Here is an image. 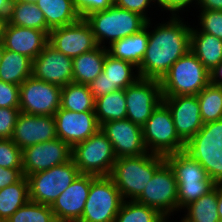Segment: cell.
I'll list each match as a JSON object with an SVG mask.
<instances>
[{
  "label": "cell",
  "instance_id": "obj_1",
  "mask_svg": "<svg viewBox=\"0 0 222 222\" xmlns=\"http://www.w3.org/2000/svg\"><path fill=\"white\" fill-rule=\"evenodd\" d=\"M148 45L141 64L137 68L140 78L161 80L170 67L190 50V25L184 24L179 15H171L169 21L157 24L149 32Z\"/></svg>",
  "mask_w": 222,
  "mask_h": 222
},
{
  "label": "cell",
  "instance_id": "obj_2",
  "mask_svg": "<svg viewBox=\"0 0 222 222\" xmlns=\"http://www.w3.org/2000/svg\"><path fill=\"white\" fill-rule=\"evenodd\" d=\"M177 182H218L222 172V146L189 147L165 156Z\"/></svg>",
  "mask_w": 222,
  "mask_h": 222
},
{
  "label": "cell",
  "instance_id": "obj_3",
  "mask_svg": "<svg viewBox=\"0 0 222 222\" xmlns=\"http://www.w3.org/2000/svg\"><path fill=\"white\" fill-rule=\"evenodd\" d=\"M171 111L178 136L189 147L222 146V142L204 125L197 95L162 97Z\"/></svg>",
  "mask_w": 222,
  "mask_h": 222
},
{
  "label": "cell",
  "instance_id": "obj_4",
  "mask_svg": "<svg viewBox=\"0 0 222 222\" xmlns=\"http://www.w3.org/2000/svg\"><path fill=\"white\" fill-rule=\"evenodd\" d=\"M165 162V157L150 152L139 156L117 158L110 177L123 200H136L154 172Z\"/></svg>",
  "mask_w": 222,
  "mask_h": 222
},
{
  "label": "cell",
  "instance_id": "obj_5",
  "mask_svg": "<svg viewBox=\"0 0 222 222\" xmlns=\"http://www.w3.org/2000/svg\"><path fill=\"white\" fill-rule=\"evenodd\" d=\"M92 29L97 45L107 47L105 40L111 45L114 41L139 32L147 20L140 14L118 6L93 12L84 18Z\"/></svg>",
  "mask_w": 222,
  "mask_h": 222
},
{
  "label": "cell",
  "instance_id": "obj_6",
  "mask_svg": "<svg viewBox=\"0 0 222 222\" xmlns=\"http://www.w3.org/2000/svg\"><path fill=\"white\" fill-rule=\"evenodd\" d=\"M162 97L197 95L210 83V72L189 50L160 80Z\"/></svg>",
  "mask_w": 222,
  "mask_h": 222
},
{
  "label": "cell",
  "instance_id": "obj_7",
  "mask_svg": "<svg viewBox=\"0 0 222 222\" xmlns=\"http://www.w3.org/2000/svg\"><path fill=\"white\" fill-rule=\"evenodd\" d=\"M143 141L148 152L167 156L189 146L178 136L170 109L162 101L142 126Z\"/></svg>",
  "mask_w": 222,
  "mask_h": 222
},
{
  "label": "cell",
  "instance_id": "obj_8",
  "mask_svg": "<svg viewBox=\"0 0 222 222\" xmlns=\"http://www.w3.org/2000/svg\"><path fill=\"white\" fill-rule=\"evenodd\" d=\"M123 201L110 176L92 175L89 195L78 222H115Z\"/></svg>",
  "mask_w": 222,
  "mask_h": 222
},
{
  "label": "cell",
  "instance_id": "obj_9",
  "mask_svg": "<svg viewBox=\"0 0 222 222\" xmlns=\"http://www.w3.org/2000/svg\"><path fill=\"white\" fill-rule=\"evenodd\" d=\"M72 159L81 174L110 176L117 158L111 142L99 129L72 148Z\"/></svg>",
  "mask_w": 222,
  "mask_h": 222
},
{
  "label": "cell",
  "instance_id": "obj_10",
  "mask_svg": "<svg viewBox=\"0 0 222 222\" xmlns=\"http://www.w3.org/2000/svg\"><path fill=\"white\" fill-rule=\"evenodd\" d=\"M80 174L71 159L64 164L29 175V200L51 206Z\"/></svg>",
  "mask_w": 222,
  "mask_h": 222
},
{
  "label": "cell",
  "instance_id": "obj_11",
  "mask_svg": "<svg viewBox=\"0 0 222 222\" xmlns=\"http://www.w3.org/2000/svg\"><path fill=\"white\" fill-rule=\"evenodd\" d=\"M177 180L174 172L165 161L147 183L141 195L135 200L138 203L157 209L164 217L178 211Z\"/></svg>",
  "mask_w": 222,
  "mask_h": 222
},
{
  "label": "cell",
  "instance_id": "obj_12",
  "mask_svg": "<svg viewBox=\"0 0 222 222\" xmlns=\"http://www.w3.org/2000/svg\"><path fill=\"white\" fill-rule=\"evenodd\" d=\"M19 88V109L22 113L54 116L61 107L60 86L30 76Z\"/></svg>",
  "mask_w": 222,
  "mask_h": 222
},
{
  "label": "cell",
  "instance_id": "obj_13",
  "mask_svg": "<svg viewBox=\"0 0 222 222\" xmlns=\"http://www.w3.org/2000/svg\"><path fill=\"white\" fill-rule=\"evenodd\" d=\"M124 91L126 119L142 127L150 118L153 110L162 102L160 80L138 78Z\"/></svg>",
  "mask_w": 222,
  "mask_h": 222
},
{
  "label": "cell",
  "instance_id": "obj_14",
  "mask_svg": "<svg viewBox=\"0 0 222 222\" xmlns=\"http://www.w3.org/2000/svg\"><path fill=\"white\" fill-rule=\"evenodd\" d=\"M72 159V148L60 138L42 142L22 150L24 176L42 172Z\"/></svg>",
  "mask_w": 222,
  "mask_h": 222
},
{
  "label": "cell",
  "instance_id": "obj_15",
  "mask_svg": "<svg viewBox=\"0 0 222 222\" xmlns=\"http://www.w3.org/2000/svg\"><path fill=\"white\" fill-rule=\"evenodd\" d=\"M49 44L71 58L91 51L98 46L92 29L84 18L50 30Z\"/></svg>",
  "mask_w": 222,
  "mask_h": 222
},
{
  "label": "cell",
  "instance_id": "obj_16",
  "mask_svg": "<svg viewBox=\"0 0 222 222\" xmlns=\"http://www.w3.org/2000/svg\"><path fill=\"white\" fill-rule=\"evenodd\" d=\"M100 130L111 142L116 158L148 153L143 141L142 127L129 119L105 122L100 125Z\"/></svg>",
  "mask_w": 222,
  "mask_h": 222
},
{
  "label": "cell",
  "instance_id": "obj_17",
  "mask_svg": "<svg viewBox=\"0 0 222 222\" xmlns=\"http://www.w3.org/2000/svg\"><path fill=\"white\" fill-rule=\"evenodd\" d=\"M32 76L62 88L73 82V58L48 43L32 60Z\"/></svg>",
  "mask_w": 222,
  "mask_h": 222
},
{
  "label": "cell",
  "instance_id": "obj_18",
  "mask_svg": "<svg viewBox=\"0 0 222 222\" xmlns=\"http://www.w3.org/2000/svg\"><path fill=\"white\" fill-rule=\"evenodd\" d=\"M53 117L57 138L66 142L71 148L87 140L100 129L94 111L77 113L60 107Z\"/></svg>",
  "mask_w": 222,
  "mask_h": 222
},
{
  "label": "cell",
  "instance_id": "obj_19",
  "mask_svg": "<svg viewBox=\"0 0 222 222\" xmlns=\"http://www.w3.org/2000/svg\"><path fill=\"white\" fill-rule=\"evenodd\" d=\"M92 183V174H80L52 203L57 222H78L85 207Z\"/></svg>",
  "mask_w": 222,
  "mask_h": 222
},
{
  "label": "cell",
  "instance_id": "obj_20",
  "mask_svg": "<svg viewBox=\"0 0 222 222\" xmlns=\"http://www.w3.org/2000/svg\"><path fill=\"white\" fill-rule=\"evenodd\" d=\"M57 138L55 120L49 115L20 113L11 140L21 149Z\"/></svg>",
  "mask_w": 222,
  "mask_h": 222
},
{
  "label": "cell",
  "instance_id": "obj_21",
  "mask_svg": "<svg viewBox=\"0 0 222 222\" xmlns=\"http://www.w3.org/2000/svg\"><path fill=\"white\" fill-rule=\"evenodd\" d=\"M2 42L5 49L33 60L49 43V35L45 31L5 23Z\"/></svg>",
  "mask_w": 222,
  "mask_h": 222
},
{
  "label": "cell",
  "instance_id": "obj_22",
  "mask_svg": "<svg viewBox=\"0 0 222 222\" xmlns=\"http://www.w3.org/2000/svg\"><path fill=\"white\" fill-rule=\"evenodd\" d=\"M197 99L204 125L222 142V87L209 83Z\"/></svg>",
  "mask_w": 222,
  "mask_h": 222
},
{
  "label": "cell",
  "instance_id": "obj_23",
  "mask_svg": "<svg viewBox=\"0 0 222 222\" xmlns=\"http://www.w3.org/2000/svg\"><path fill=\"white\" fill-rule=\"evenodd\" d=\"M148 45V21L139 32L114 41L107 47L108 54L113 58L132 63L137 68L142 62Z\"/></svg>",
  "mask_w": 222,
  "mask_h": 222
},
{
  "label": "cell",
  "instance_id": "obj_24",
  "mask_svg": "<svg viewBox=\"0 0 222 222\" xmlns=\"http://www.w3.org/2000/svg\"><path fill=\"white\" fill-rule=\"evenodd\" d=\"M190 50L211 72L222 62V40L191 27Z\"/></svg>",
  "mask_w": 222,
  "mask_h": 222
},
{
  "label": "cell",
  "instance_id": "obj_25",
  "mask_svg": "<svg viewBox=\"0 0 222 222\" xmlns=\"http://www.w3.org/2000/svg\"><path fill=\"white\" fill-rule=\"evenodd\" d=\"M107 47L97 46L73 58V83L89 85L103 72Z\"/></svg>",
  "mask_w": 222,
  "mask_h": 222
},
{
  "label": "cell",
  "instance_id": "obj_26",
  "mask_svg": "<svg viewBox=\"0 0 222 222\" xmlns=\"http://www.w3.org/2000/svg\"><path fill=\"white\" fill-rule=\"evenodd\" d=\"M35 4L43 12L50 30L72 24L81 18L72 0H38Z\"/></svg>",
  "mask_w": 222,
  "mask_h": 222
},
{
  "label": "cell",
  "instance_id": "obj_27",
  "mask_svg": "<svg viewBox=\"0 0 222 222\" xmlns=\"http://www.w3.org/2000/svg\"><path fill=\"white\" fill-rule=\"evenodd\" d=\"M30 76H32V60L5 49L0 63V80L20 86Z\"/></svg>",
  "mask_w": 222,
  "mask_h": 222
},
{
  "label": "cell",
  "instance_id": "obj_28",
  "mask_svg": "<svg viewBox=\"0 0 222 222\" xmlns=\"http://www.w3.org/2000/svg\"><path fill=\"white\" fill-rule=\"evenodd\" d=\"M135 69L137 70V67L132 63L113 58L107 54L103 65V73L109 81V93L125 89L140 78L138 73L134 75L133 70Z\"/></svg>",
  "mask_w": 222,
  "mask_h": 222
},
{
  "label": "cell",
  "instance_id": "obj_29",
  "mask_svg": "<svg viewBox=\"0 0 222 222\" xmlns=\"http://www.w3.org/2000/svg\"><path fill=\"white\" fill-rule=\"evenodd\" d=\"M94 112L99 125L126 119V99L124 89L115 90L112 93L95 99Z\"/></svg>",
  "mask_w": 222,
  "mask_h": 222
},
{
  "label": "cell",
  "instance_id": "obj_30",
  "mask_svg": "<svg viewBox=\"0 0 222 222\" xmlns=\"http://www.w3.org/2000/svg\"><path fill=\"white\" fill-rule=\"evenodd\" d=\"M29 201V182L24 176L17 183L0 189V222H5Z\"/></svg>",
  "mask_w": 222,
  "mask_h": 222
},
{
  "label": "cell",
  "instance_id": "obj_31",
  "mask_svg": "<svg viewBox=\"0 0 222 222\" xmlns=\"http://www.w3.org/2000/svg\"><path fill=\"white\" fill-rule=\"evenodd\" d=\"M95 99L88 85L69 83L62 87L61 108L77 113L94 111Z\"/></svg>",
  "mask_w": 222,
  "mask_h": 222
},
{
  "label": "cell",
  "instance_id": "obj_32",
  "mask_svg": "<svg viewBox=\"0 0 222 222\" xmlns=\"http://www.w3.org/2000/svg\"><path fill=\"white\" fill-rule=\"evenodd\" d=\"M217 183L207 194L185 206L184 218L189 222H218Z\"/></svg>",
  "mask_w": 222,
  "mask_h": 222
},
{
  "label": "cell",
  "instance_id": "obj_33",
  "mask_svg": "<svg viewBox=\"0 0 222 222\" xmlns=\"http://www.w3.org/2000/svg\"><path fill=\"white\" fill-rule=\"evenodd\" d=\"M115 222H165V217L155 208L135 200H124Z\"/></svg>",
  "mask_w": 222,
  "mask_h": 222
},
{
  "label": "cell",
  "instance_id": "obj_34",
  "mask_svg": "<svg viewBox=\"0 0 222 222\" xmlns=\"http://www.w3.org/2000/svg\"><path fill=\"white\" fill-rule=\"evenodd\" d=\"M9 24L45 31L48 35L50 33L43 12L33 3L16 1Z\"/></svg>",
  "mask_w": 222,
  "mask_h": 222
},
{
  "label": "cell",
  "instance_id": "obj_35",
  "mask_svg": "<svg viewBox=\"0 0 222 222\" xmlns=\"http://www.w3.org/2000/svg\"><path fill=\"white\" fill-rule=\"evenodd\" d=\"M5 222H57L49 205L28 201Z\"/></svg>",
  "mask_w": 222,
  "mask_h": 222
},
{
  "label": "cell",
  "instance_id": "obj_36",
  "mask_svg": "<svg viewBox=\"0 0 222 222\" xmlns=\"http://www.w3.org/2000/svg\"><path fill=\"white\" fill-rule=\"evenodd\" d=\"M217 182H177L178 211L211 191Z\"/></svg>",
  "mask_w": 222,
  "mask_h": 222
},
{
  "label": "cell",
  "instance_id": "obj_37",
  "mask_svg": "<svg viewBox=\"0 0 222 222\" xmlns=\"http://www.w3.org/2000/svg\"><path fill=\"white\" fill-rule=\"evenodd\" d=\"M0 166L22 168V150L11 139H0Z\"/></svg>",
  "mask_w": 222,
  "mask_h": 222
},
{
  "label": "cell",
  "instance_id": "obj_38",
  "mask_svg": "<svg viewBox=\"0 0 222 222\" xmlns=\"http://www.w3.org/2000/svg\"><path fill=\"white\" fill-rule=\"evenodd\" d=\"M200 31L214 35L222 40V11L219 10H201L200 13Z\"/></svg>",
  "mask_w": 222,
  "mask_h": 222
},
{
  "label": "cell",
  "instance_id": "obj_39",
  "mask_svg": "<svg viewBox=\"0 0 222 222\" xmlns=\"http://www.w3.org/2000/svg\"><path fill=\"white\" fill-rule=\"evenodd\" d=\"M20 113L19 108H0V139H11Z\"/></svg>",
  "mask_w": 222,
  "mask_h": 222
},
{
  "label": "cell",
  "instance_id": "obj_40",
  "mask_svg": "<svg viewBox=\"0 0 222 222\" xmlns=\"http://www.w3.org/2000/svg\"><path fill=\"white\" fill-rule=\"evenodd\" d=\"M19 85L0 80V108H19Z\"/></svg>",
  "mask_w": 222,
  "mask_h": 222
},
{
  "label": "cell",
  "instance_id": "obj_41",
  "mask_svg": "<svg viewBox=\"0 0 222 222\" xmlns=\"http://www.w3.org/2000/svg\"><path fill=\"white\" fill-rule=\"evenodd\" d=\"M72 3L81 18L114 5V0H72Z\"/></svg>",
  "mask_w": 222,
  "mask_h": 222
},
{
  "label": "cell",
  "instance_id": "obj_42",
  "mask_svg": "<svg viewBox=\"0 0 222 222\" xmlns=\"http://www.w3.org/2000/svg\"><path fill=\"white\" fill-rule=\"evenodd\" d=\"M153 0H114V5L120 8L136 12L143 16L147 21L150 18L146 15L147 11H145Z\"/></svg>",
  "mask_w": 222,
  "mask_h": 222
},
{
  "label": "cell",
  "instance_id": "obj_43",
  "mask_svg": "<svg viewBox=\"0 0 222 222\" xmlns=\"http://www.w3.org/2000/svg\"><path fill=\"white\" fill-rule=\"evenodd\" d=\"M23 177L22 168H2L0 166V189L17 183Z\"/></svg>",
  "mask_w": 222,
  "mask_h": 222
},
{
  "label": "cell",
  "instance_id": "obj_44",
  "mask_svg": "<svg viewBox=\"0 0 222 222\" xmlns=\"http://www.w3.org/2000/svg\"><path fill=\"white\" fill-rule=\"evenodd\" d=\"M88 87L94 99L109 93V81L103 72Z\"/></svg>",
  "mask_w": 222,
  "mask_h": 222
},
{
  "label": "cell",
  "instance_id": "obj_45",
  "mask_svg": "<svg viewBox=\"0 0 222 222\" xmlns=\"http://www.w3.org/2000/svg\"><path fill=\"white\" fill-rule=\"evenodd\" d=\"M156 1L159 7H163L164 10H168L172 15L179 14L180 10H184V7H188L194 0H153Z\"/></svg>",
  "mask_w": 222,
  "mask_h": 222
},
{
  "label": "cell",
  "instance_id": "obj_46",
  "mask_svg": "<svg viewBox=\"0 0 222 222\" xmlns=\"http://www.w3.org/2000/svg\"><path fill=\"white\" fill-rule=\"evenodd\" d=\"M15 0H0V20L9 23L13 17Z\"/></svg>",
  "mask_w": 222,
  "mask_h": 222
},
{
  "label": "cell",
  "instance_id": "obj_47",
  "mask_svg": "<svg viewBox=\"0 0 222 222\" xmlns=\"http://www.w3.org/2000/svg\"><path fill=\"white\" fill-rule=\"evenodd\" d=\"M200 5L201 10H219L222 11V0H195Z\"/></svg>",
  "mask_w": 222,
  "mask_h": 222
},
{
  "label": "cell",
  "instance_id": "obj_48",
  "mask_svg": "<svg viewBox=\"0 0 222 222\" xmlns=\"http://www.w3.org/2000/svg\"><path fill=\"white\" fill-rule=\"evenodd\" d=\"M210 83L222 87V62L210 72Z\"/></svg>",
  "mask_w": 222,
  "mask_h": 222
},
{
  "label": "cell",
  "instance_id": "obj_49",
  "mask_svg": "<svg viewBox=\"0 0 222 222\" xmlns=\"http://www.w3.org/2000/svg\"><path fill=\"white\" fill-rule=\"evenodd\" d=\"M217 204L218 215L222 219V178L217 182Z\"/></svg>",
  "mask_w": 222,
  "mask_h": 222
},
{
  "label": "cell",
  "instance_id": "obj_50",
  "mask_svg": "<svg viewBox=\"0 0 222 222\" xmlns=\"http://www.w3.org/2000/svg\"><path fill=\"white\" fill-rule=\"evenodd\" d=\"M4 26H5V23L0 20V43H1L2 40H3V30H4Z\"/></svg>",
  "mask_w": 222,
  "mask_h": 222
},
{
  "label": "cell",
  "instance_id": "obj_51",
  "mask_svg": "<svg viewBox=\"0 0 222 222\" xmlns=\"http://www.w3.org/2000/svg\"><path fill=\"white\" fill-rule=\"evenodd\" d=\"M4 50H5L4 44H3V42H1V43H0V63H1V61H2V57H3V54H4Z\"/></svg>",
  "mask_w": 222,
  "mask_h": 222
},
{
  "label": "cell",
  "instance_id": "obj_52",
  "mask_svg": "<svg viewBox=\"0 0 222 222\" xmlns=\"http://www.w3.org/2000/svg\"><path fill=\"white\" fill-rule=\"evenodd\" d=\"M15 1L35 4L38 0H15Z\"/></svg>",
  "mask_w": 222,
  "mask_h": 222
},
{
  "label": "cell",
  "instance_id": "obj_53",
  "mask_svg": "<svg viewBox=\"0 0 222 222\" xmlns=\"http://www.w3.org/2000/svg\"><path fill=\"white\" fill-rule=\"evenodd\" d=\"M167 219H169L168 217H165V222H168L169 220H167ZM180 222H189V221H187L184 217H183V219L181 218V221Z\"/></svg>",
  "mask_w": 222,
  "mask_h": 222
}]
</instances>
